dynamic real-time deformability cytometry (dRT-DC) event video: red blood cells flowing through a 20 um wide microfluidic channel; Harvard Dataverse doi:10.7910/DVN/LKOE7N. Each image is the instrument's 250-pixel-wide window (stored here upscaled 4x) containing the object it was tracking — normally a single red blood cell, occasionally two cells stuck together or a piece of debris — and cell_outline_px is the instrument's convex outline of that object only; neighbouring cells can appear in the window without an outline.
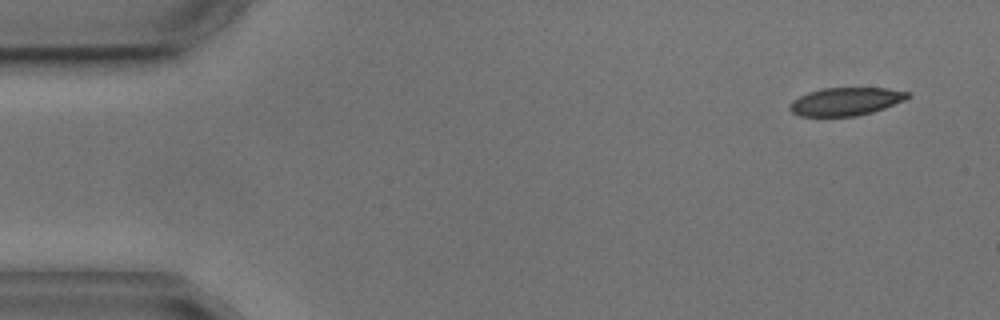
{"species": "common noctule bat (a hibernating species)", "species_latin": "Nyctalus noctula", "temperature_condition": "cold", "stored_images_in_passage": 4, "camera_frame_rate_fps": 3000, "um_per_image_px": 0.085, "animal": {"sex": "male", "body_mass_g": 17.9, "forearm_length_mm": 54.2}, "frame": {"image": 1, "passage_image": 1, "time_ms": 0.0, "image_size_px": [1000, 320], "cell_outline_px": [[912, 96], [904, 100], [884, 108], [872, 112], [856, 116], [800, 116], [792, 112], [788, 108], [788, 104], [792, 100], [808, 92], [824, 88], [888, 88], [908, 92]], "centroid_in_image_um": [71.87, 8.62], "position_along_channel_um": 13.1, "area_um2": 19.25}}
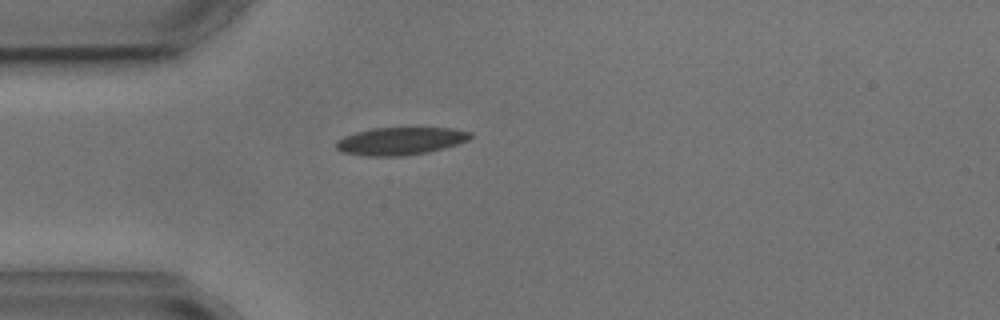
{"frame": {"image": 2, "passage_image": 4, "time_ms": 3.667, "image_size_px": [1000, 320], "cell_outline_px": [[472, 136], [468, 140], [456, 144], [428, 152], [404, 156], [364, 156], [344, 152], [336, 148], [336, 140], [344, 136], [356, 132], [372, 128], [452, 128], [472, 132]], "centroid_in_image_um": [34.02, 11.99], "position_along_channel_um": 51.0, "area_um2": 21.56}}